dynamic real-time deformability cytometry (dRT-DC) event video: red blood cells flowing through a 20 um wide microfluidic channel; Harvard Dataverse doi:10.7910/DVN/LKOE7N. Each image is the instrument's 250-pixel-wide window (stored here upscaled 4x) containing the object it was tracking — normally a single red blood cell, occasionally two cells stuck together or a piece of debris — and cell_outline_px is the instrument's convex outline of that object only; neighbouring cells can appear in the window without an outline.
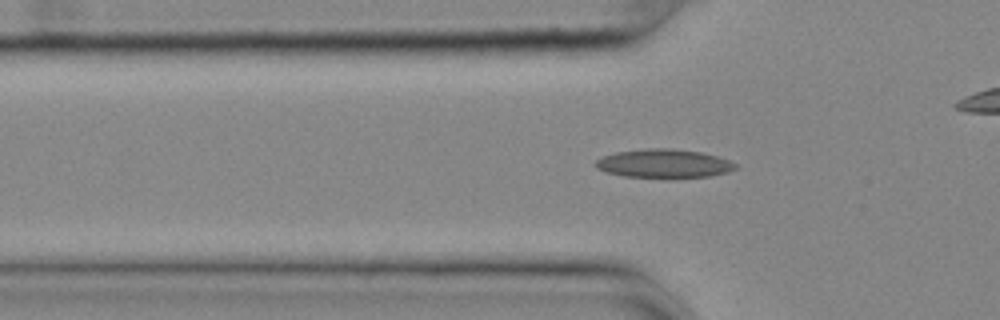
{"species": "common noctule bat (a hibernating species)", "species_latin": "Nyctalus noctula", "temperature_condition": "cold", "stored_images_in_passage": 50, "camera_frame_rate_fps": 3000, "um_per_image_px": 0.085, "animal": {"sex": "female", "body_mass_g": 25.1}, "frame": {"image": 1, "passage_image": 13, "time_ms": 4.0, "image_size_px": [1000, 320], "cell_outline_px": [[736, 168], [728, 172], [708, 176], [624, 176], [604, 172], [596, 168], [596, 160], [604, 156], [616, 152], [648, 148], [672, 148], [700, 152], [716, 156], [728, 160], [736, 164]], "centroid_in_image_um": [56.4, 13.87], "position_along_channel_um": 69.4, "area_um2": 22.72}}
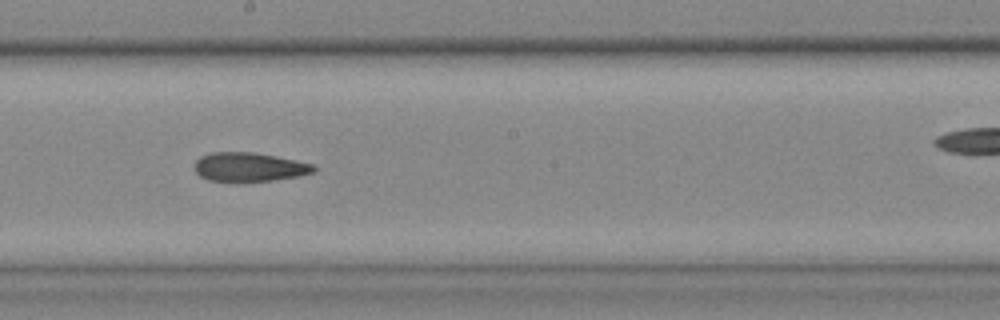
{"frame": {"image": 2, "passage_image": 26, "time_ms": 8.333, "image_size_px": [1000, 320], "cell_outline_px": [[316, 172], [296, 176], [272, 180], [240, 184], [208, 180], [200, 176], [196, 172], [196, 160], [200, 156], [212, 152], [252, 152], [276, 156], [296, 160], [312, 164], [316, 168]], "centroid_in_image_um": [21.16, 14.23], "position_along_channel_um": 227.0, "area_um2": 20.58}}
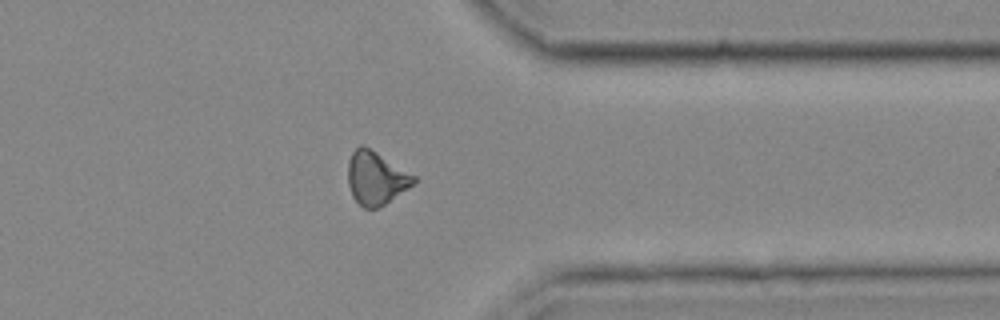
{"frame": {"image": 3, "passage_image": 39, "time_ms": 12.667, "image_size_px": [1000, 320], "cell_outline_px": [[416, 180], [408, 188], [384, 204], [376, 208], [364, 208], [352, 196], [348, 184], [348, 160], [352, 152], [360, 144], [376, 152], [416, 176]], "centroid_in_image_um": [31.93, 15.13], "position_along_channel_um": 379.5, "area_um2": 20.0}}